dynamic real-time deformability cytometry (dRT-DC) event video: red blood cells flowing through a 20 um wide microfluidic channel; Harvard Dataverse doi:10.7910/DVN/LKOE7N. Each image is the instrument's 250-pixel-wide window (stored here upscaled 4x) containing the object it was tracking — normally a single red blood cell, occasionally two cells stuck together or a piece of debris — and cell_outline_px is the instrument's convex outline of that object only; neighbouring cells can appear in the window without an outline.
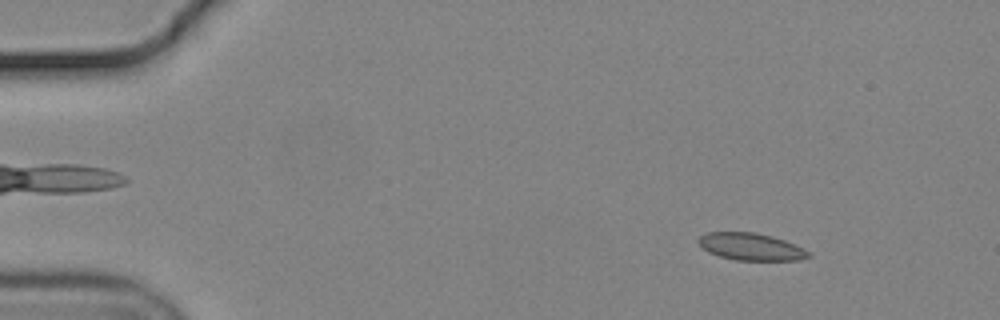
{"species": "common noctule bat (a hibernating species)", "species_latin": "Nyctalus noctula", "temperature_condition": "cold", "stored_images_in_passage": 56, "camera_frame_rate_fps": 3000, "um_per_image_px": 0.085, "animal": {"sex": "male", "body_mass_g": 19.2, "forearm_length_mm": 51.8}, "frame": {"image": 1, "passage_image": 7, "time_ms": 2.0, "image_size_px": [1000, 320], "cell_outline_px": [[812, 256], [800, 260], [736, 260], [720, 256], [708, 252], [696, 240], [700, 236], [708, 232], [752, 232], [772, 236], [784, 240], [804, 248]], "centroid_in_image_um": [63.84, 20.97], "position_along_channel_um": 21.2, "area_um2": 17.34}}
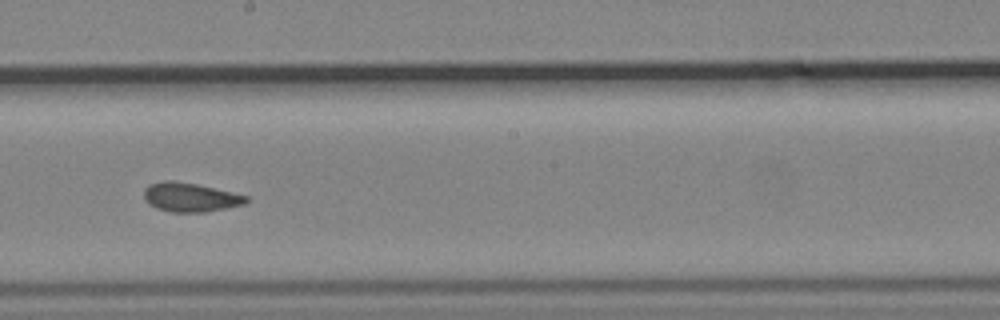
{"frame": {"image": 2, "passage_image": 32, "time_ms": 10.333, "image_size_px": [1000, 320], "cell_outline_px": [[248, 200], [244, 204], [204, 212], [172, 212], [156, 208], [148, 204], [144, 200], [144, 188], [148, 184], [164, 180], [172, 180], [196, 184], [232, 192], [248, 196]], "centroid_in_image_um": [16.11, 16.76], "position_along_channel_um": 232.1, "area_um2": 17.28}}
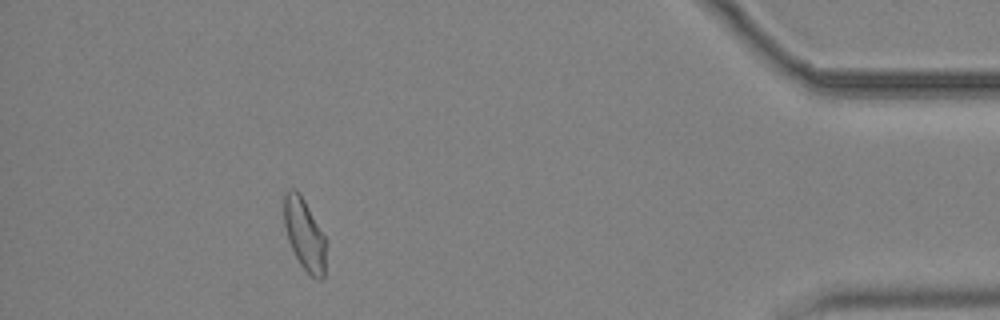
{"frame": {"image": 3, "passage_image": 51, "time_ms": 16.667, "image_size_px": [1000, 320], "cell_outline_px": [[324, 276], [320, 280], [312, 276], [300, 264], [288, 240], [284, 224], [284, 192], [288, 188], [296, 188], [300, 192], [324, 236]], "centroid_in_image_um": [25.83, 19.85], "position_along_channel_um": 409.4, "area_um2": 17.11}, "authors_computed_cell_mechanics": {"area_um2": 17.4845, "velocity_mm_per_s": 3.6536, "shape_relaxation_time_tau1_ms": null, "shape_relaxation_time_tau2_ms": 1.6274, "deformation_change_tau1": null, "deformation_change_tau2": 0.0319}}